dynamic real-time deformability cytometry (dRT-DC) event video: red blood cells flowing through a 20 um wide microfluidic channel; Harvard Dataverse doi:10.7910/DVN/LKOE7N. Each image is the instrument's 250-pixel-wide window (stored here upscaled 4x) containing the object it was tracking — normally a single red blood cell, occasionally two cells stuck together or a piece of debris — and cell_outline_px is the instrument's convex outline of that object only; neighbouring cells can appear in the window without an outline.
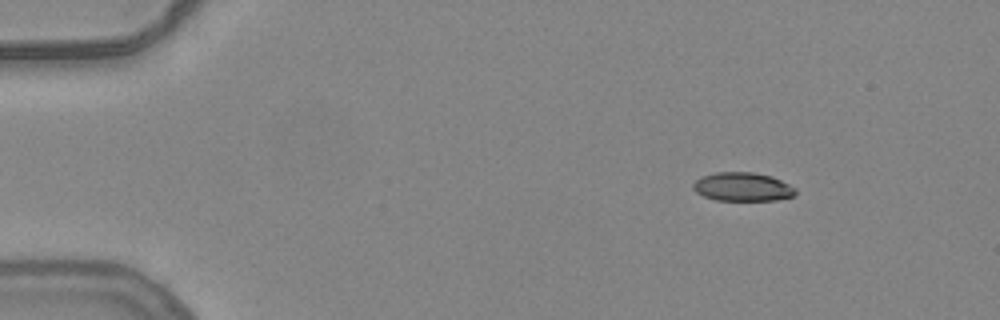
{"species": "common noctule bat (a hibernating species)", "species_latin": "Nyctalus noctula", "temperature_condition": "warm", "stored_images_in_passage": 17, "camera_frame_rate_fps": 3000, "um_per_image_px": 0.085, "animal": {"sex": "female", "body_mass_g": 24.6, "forearm_length_mm": 56.2}, "frame": {"image": 1, "passage_image": 6, "time_ms": 1.667, "image_size_px": [1000, 320], "cell_outline_px": [[796, 192], [792, 196], [776, 200], [716, 200], [704, 196], [696, 192], [692, 188], [692, 184], [700, 176], [716, 172], [752, 172], [772, 176], [796, 188]], "centroid_in_image_um": [63.09, 15.87], "position_along_channel_um": 21.9, "area_um2": 17.11}}
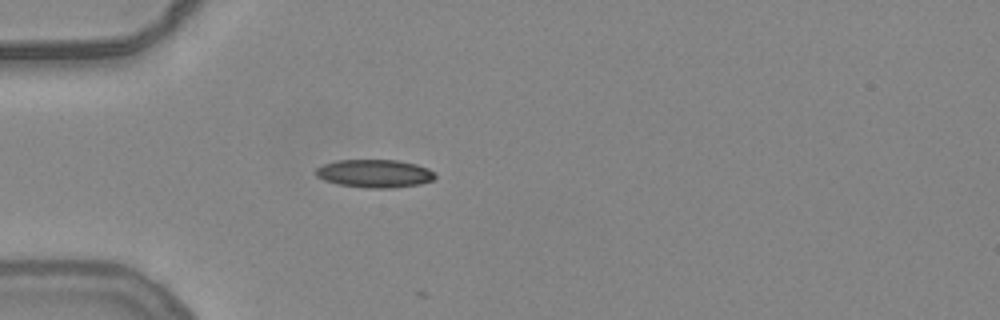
{"frame": {"image": 2, "passage_image": 15, "time_ms": 4.667, "image_size_px": [1000, 320], "cell_outline_px": [[436, 176], [432, 180], [420, 184], [392, 188], [364, 188], [340, 184], [324, 180], [316, 176], [316, 168], [324, 164], [336, 160], [396, 160], [416, 164], [428, 168]], "centroid_in_image_um": [31.83, 14.75], "position_along_channel_um": 53.2, "area_um2": 19.42}}